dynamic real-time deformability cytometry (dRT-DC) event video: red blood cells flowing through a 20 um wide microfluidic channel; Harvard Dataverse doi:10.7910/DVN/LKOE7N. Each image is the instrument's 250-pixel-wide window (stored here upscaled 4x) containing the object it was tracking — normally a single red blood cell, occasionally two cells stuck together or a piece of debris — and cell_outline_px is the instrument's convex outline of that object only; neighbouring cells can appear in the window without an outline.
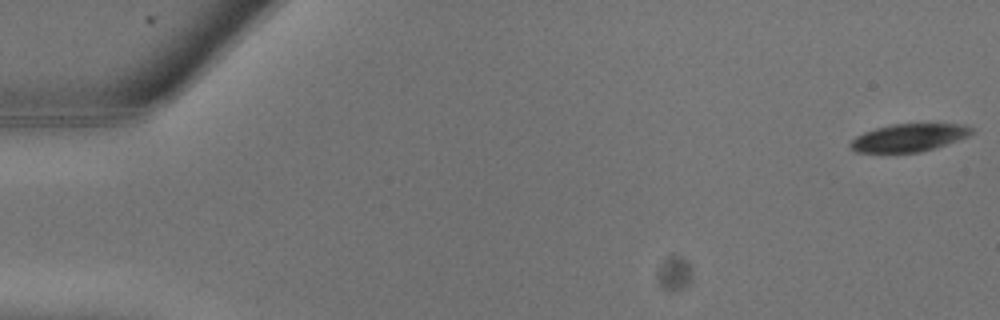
{"species": "common noctule bat (a hibernating species)", "species_latin": "Nyctalus noctula", "temperature_condition": "warm", "stored_images_in_passage": 10, "camera_frame_rate_fps": 3000, "um_per_image_px": 0.085, "animal": {"sex": "male", "body_mass_g": 13.3}, "frame": {"image": 1, "passage_image": 1, "time_ms": 0.0, "image_size_px": [1000, 320], "cell_outline_px": [[976, 132], [968, 136], [936, 148], [920, 152], [856, 152], [848, 144], [856, 136], [864, 132], [876, 128], [892, 124], [964, 124], [976, 128]], "centroid_in_image_um": [77.31, 11.69], "position_along_channel_um": 7.7, "area_um2": 19.65}}
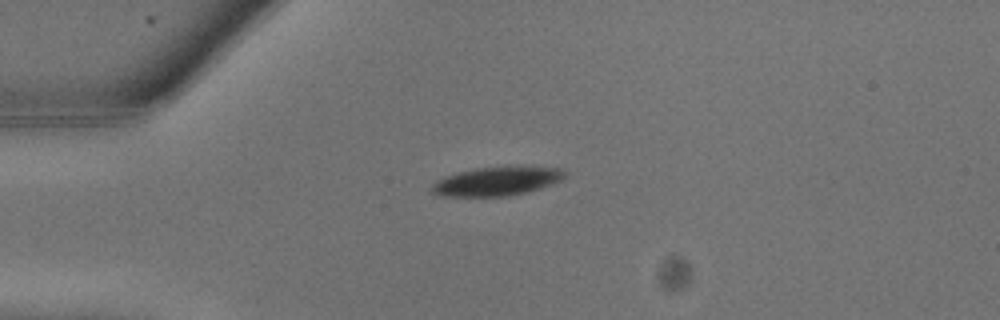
{"frame": {"image": 2, "passage_image": 7, "time_ms": 2.0, "image_size_px": [1000, 320], "cell_outline_px": [[564, 176], [560, 180], [552, 184], [528, 192], [508, 196], [440, 196], [432, 192], [432, 184], [436, 180], [456, 172], [476, 168], [560, 168], [564, 172]], "centroid_in_image_um": [42.15, 15.44], "position_along_channel_um": 42.9, "area_um2": 21.68}}